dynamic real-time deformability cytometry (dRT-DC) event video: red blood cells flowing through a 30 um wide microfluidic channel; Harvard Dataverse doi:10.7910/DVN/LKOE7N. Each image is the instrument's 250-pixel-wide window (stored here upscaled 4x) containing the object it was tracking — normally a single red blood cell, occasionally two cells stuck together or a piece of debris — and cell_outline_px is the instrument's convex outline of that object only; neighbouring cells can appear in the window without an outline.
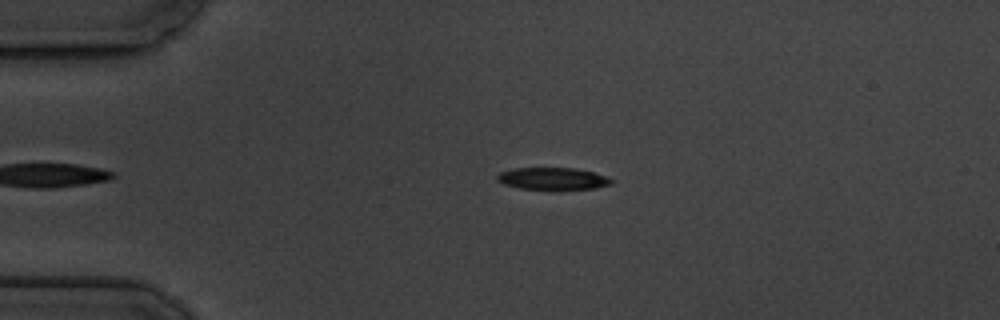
{"species": "common noctule bat (a hibernating species)", "species_latin": "Nyctalus noctula", "temperature_condition": "cold", "stored_images_in_passage": 2, "camera_frame_rate_fps": 3000, "um_per_image_px": 0.085, "animal": {"sex": "male", "body_mass_g": 19.5, "forearm_length_mm": 54.6}, "frame": {"image": 1, "passage_image": 1, "time_ms": 0.0, "image_size_px": [1000, 320], "cell_outline_px": [[612, 184], [596, 188], [552, 192], [548, 192], [520, 188], [504, 184], [496, 180], [496, 176], [500, 172], [516, 168], [572, 168], [592, 172], [604, 176], [612, 180]], "centroid_in_image_um": [46.96, 15.23], "position_along_channel_um": 38.0, "area_um2": 15.32}}